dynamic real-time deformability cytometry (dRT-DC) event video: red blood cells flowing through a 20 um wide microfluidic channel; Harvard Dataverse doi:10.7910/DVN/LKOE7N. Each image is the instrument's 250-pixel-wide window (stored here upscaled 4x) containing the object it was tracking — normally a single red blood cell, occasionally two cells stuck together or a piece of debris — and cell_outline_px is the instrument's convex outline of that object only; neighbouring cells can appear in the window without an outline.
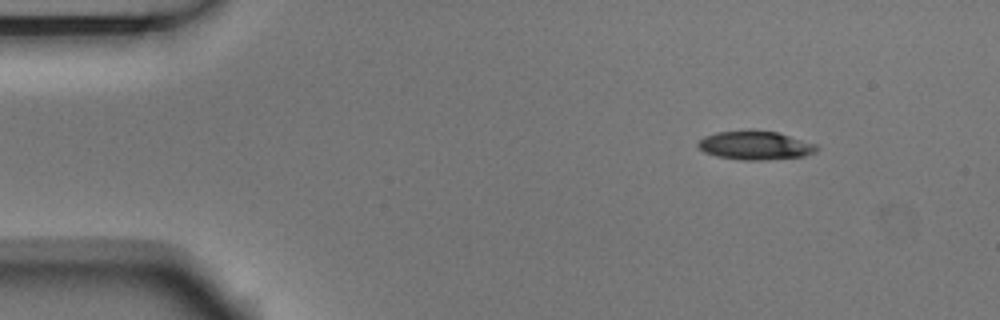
{"species": "Egyptian fruit bat (a non-hibernating species)", "species_latin": "Rousettus aegyptiacus", "temperature_condition": "room temperature", "stored_images_in_passage": 8, "camera_frame_rate_fps": 3000, "um_per_image_px": 0.085, "animal": {"sex": "male"}, "frame": {"image": 1, "passage_image": 1, "time_ms": 0.0, "image_size_px": [1000, 320], "cell_outline_px": [[820, 148], [816, 152], [804, 156], [764, 160], [744, 160], [716, 156], [704, 152], [696, 144], [704, 136], [716, 132], [748, 128], [752, 128], [776, 132], [816, 144]], "centroid_in_image_um": [64.18, 12.33], "position_along_channel_um": 20.8, "area_um2": 20.23}}
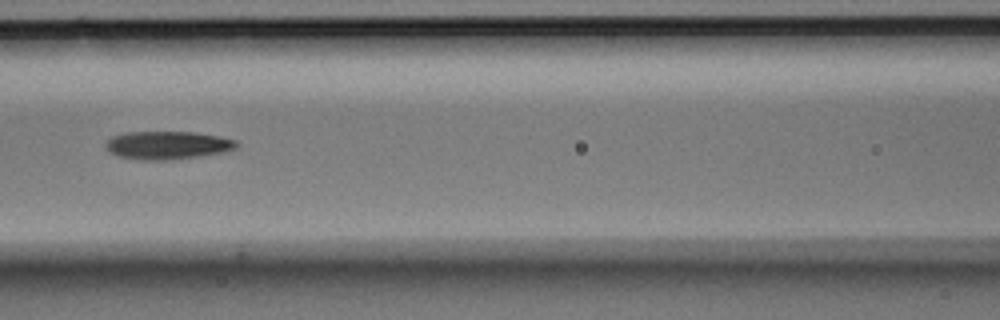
{"frame": {"image": 2, "passage_image": 5, "time_ms": 1.333, "image_size_px": [1000, 320], "cell_outline_px": [[240, 144], [236, 148], [220, 152], [196, 156], [164, 160], [144, 160], [120, 156], [112, 152], [104, 144], [112, 136], [124, 132], [196, 132], [236, 140]], "centroid_in_image_um": [14.23, 12.32], "position_along_channel_um": 152.4, "area_um2": 20.98}}
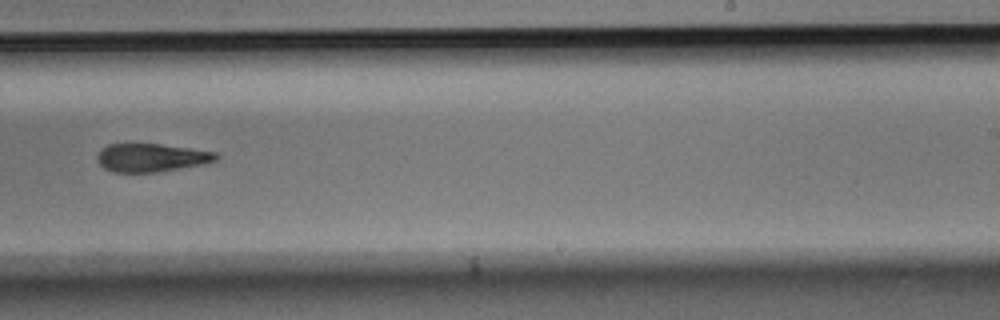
{"frame": {"image": 3, "passage_image": 8, "time_ms": 2.333, "image_size_px": [1000, 320], "cell_outline_px": [[220, 156], [216, 160], [204, 164], [156, 172], [112, 172], [104, 168], [96, 160], [96, 156], [100, 148], [108, 144], [160, 144], [216, 152]], "centroid_in_image_um": [12.83, 13.4], "position_along_channel_um": 276.2, "area_um2": 19.59}}